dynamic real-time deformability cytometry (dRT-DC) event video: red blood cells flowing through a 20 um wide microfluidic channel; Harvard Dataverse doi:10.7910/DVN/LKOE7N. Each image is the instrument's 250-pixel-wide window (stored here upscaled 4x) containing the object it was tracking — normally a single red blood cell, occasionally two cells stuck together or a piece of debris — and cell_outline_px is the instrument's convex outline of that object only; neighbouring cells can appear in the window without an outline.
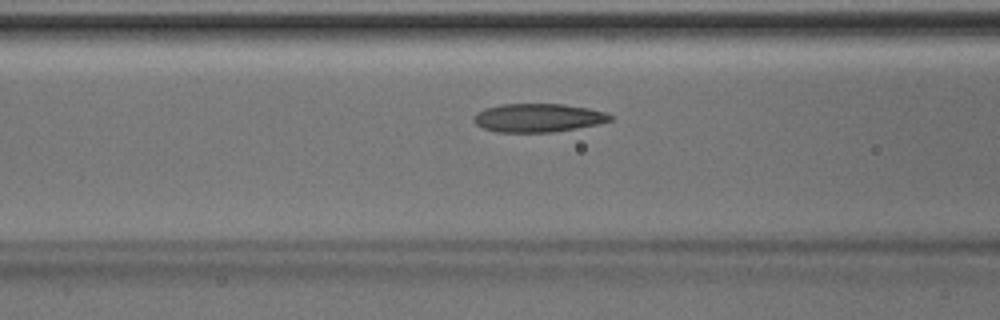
{"species": "Egyptian fruit bat (a non-hibernating species)", "species_latin": "Rousettus aegyptiacus", "temperature_condition": "room temperature", "stored_images_in_passage": 46, "camera_frame_rate_fps": 3000, "um_per_image_px": 0.085, "animal": {"sex": "male"}, "frame": {"image": 1, "passage_image": 17, "time_ms": 5.333, "image_size_px": [1000, 320], "cell_outline_px": [[612, 120], [600, 124], [552, 132], [496, 132], [484, 128], [476, 124], [472, 120], [472, 116], [476, 112], [484, 108], [500, 104], [564, 104], [588, 108], [608, 112], [612, 116]], "centroid_in_image_um": [45.73, 10.01], "position_along_channel_um": 120.9, "area_um2": 22.89}}
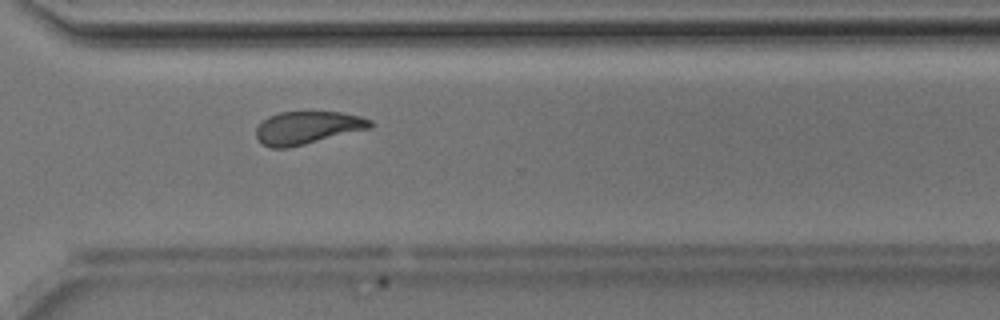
{"frame": {"image": 2, "passage_image": 33, "time_ms": 10.667, "image_size_px": [1000, 320], "cell_outline_px": [[372, 128], [288, 148], [272, 148], [260, 144], [256, 140], [256, 128], [268, 116], [280, 112], [344, 112], [360, 116], [372, 120]], "centroid_in_image_um": [26.12, 10.86], "position_along_channel_um": 344.5, "area_um2": 21.96}}
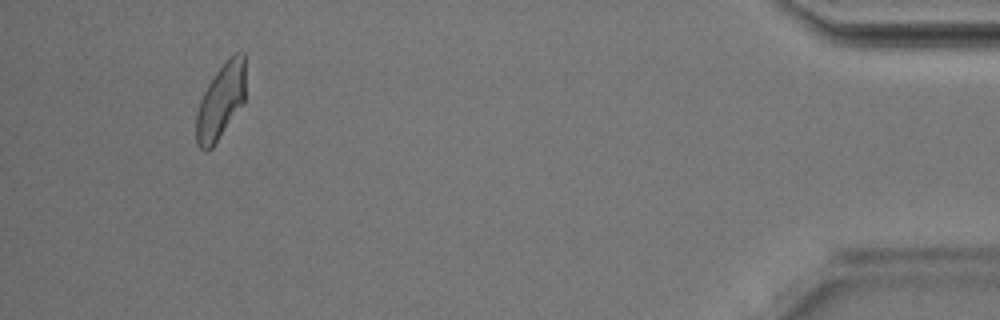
{"frame": {"image": 3, "passage_image": 43, "time_ms": 14.0, "image_size_px": [1000, 320], "cell_outline_px": [[244, 104], [212, 148], [208, 152], [204, 152], [196, 144], [196, 116], [200, 100], [208, 84], [216, 72], [236, 52], [244, 52]], "centroid_in_image_um": [18.75, 8.69], "position_along_channel_um": 416.5, "area_um2": 21.5}, "authors_computed_cell_mechanics": {"area_um2": 22.6287, "velocity_mm_per_s": 4.2021, "shape_relaxation_time_tau1_ms": 4.2555, "shape_relaxation_time_tau2_ms": 2.4262, "deformation_change_tau1": 0.145, "deformation_change_tau2": 0.0761}}